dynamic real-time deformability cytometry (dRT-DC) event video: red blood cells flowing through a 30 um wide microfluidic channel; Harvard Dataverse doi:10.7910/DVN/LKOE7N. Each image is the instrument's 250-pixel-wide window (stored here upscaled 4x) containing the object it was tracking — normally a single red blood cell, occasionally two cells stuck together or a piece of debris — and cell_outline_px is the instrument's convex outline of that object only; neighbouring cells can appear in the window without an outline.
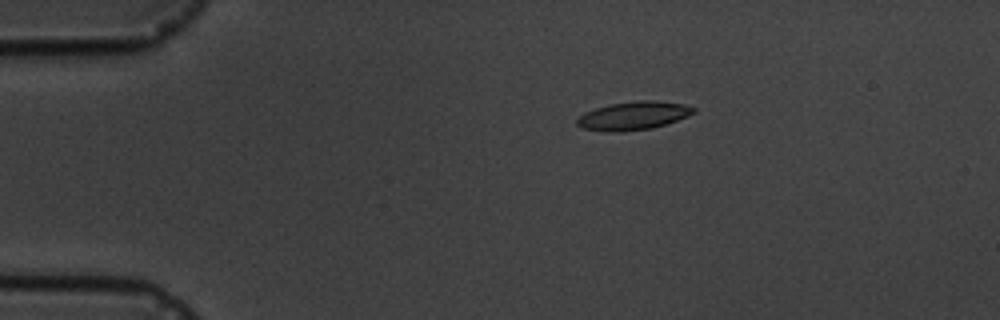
{"species": "common noctule bat (a hibernating species)", "species_latin": "Nyctalus noctula", "temperature_condition": "cold", "stored_images_in_passage": 6, "camera_frame_rate_fps": 3000, "um_per_image_px": 0.085, "animal": {"sex": "male", "body_mass_g": 19.5, "forearm_length_mm": 54.6}, "frame": {"image": 1, "passage_image": 4, "time_ms": 3.333, "image_size_px": [1000, 320], "cell_outline_px": [[696, 112], [688, 116], [652, 128], [580, 128], [576, 124], [576, 120], [584, 112], [596, 108], [612, 104], [640, 100], [652, 100], [684, 104], [696, 108]], "centroid_in_image_um": [53.92, 9.76], "position_along_channel_um": 31.1, "area_um2": 17.98}}